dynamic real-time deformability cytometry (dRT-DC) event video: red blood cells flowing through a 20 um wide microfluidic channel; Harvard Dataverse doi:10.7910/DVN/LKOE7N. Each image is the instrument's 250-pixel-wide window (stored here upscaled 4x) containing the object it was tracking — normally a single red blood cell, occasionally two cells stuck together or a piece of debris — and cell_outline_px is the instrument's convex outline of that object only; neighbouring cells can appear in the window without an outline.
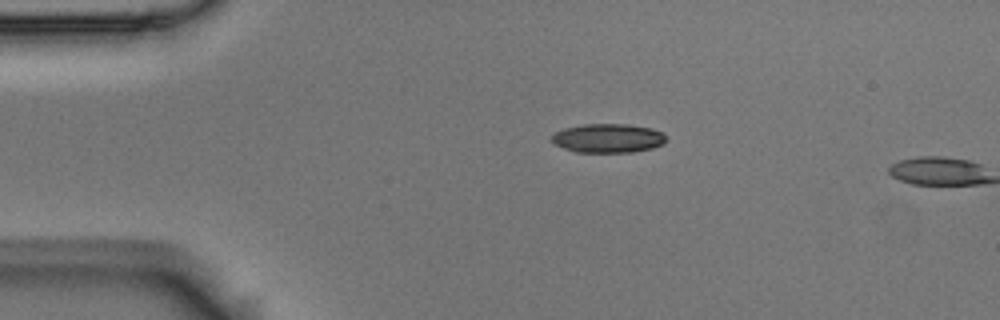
{"species": "Egyptian fruit bat (a non-hibernating species)", "species_latin": "Rousettus aegyptiacus", "temperature_condition": "room temperature", "stored_images_in_passage": 3, "camera_frame_rate_fps": 3000, "um_per_image_px": 0.085, "animal": {"sex": "male"}, "frame": {"image": 1, "passage_image": 2, "time_ms": 0.333, "image_size_px": [1000, 320], "cell_outline_px": [[664, 144], [652, 148], [632, 152], [576, 152], [564, 148], [556, 144], [552, 140], [552, 136], [556, 132], [564, 128], [584, 124], [628, 124], [652, 128], [660, 132], [664, 136]], "centroid_in_image_um": [51.68, 11.74], "position_along_channel_um": 33.3, "area_um2": 19.13}}